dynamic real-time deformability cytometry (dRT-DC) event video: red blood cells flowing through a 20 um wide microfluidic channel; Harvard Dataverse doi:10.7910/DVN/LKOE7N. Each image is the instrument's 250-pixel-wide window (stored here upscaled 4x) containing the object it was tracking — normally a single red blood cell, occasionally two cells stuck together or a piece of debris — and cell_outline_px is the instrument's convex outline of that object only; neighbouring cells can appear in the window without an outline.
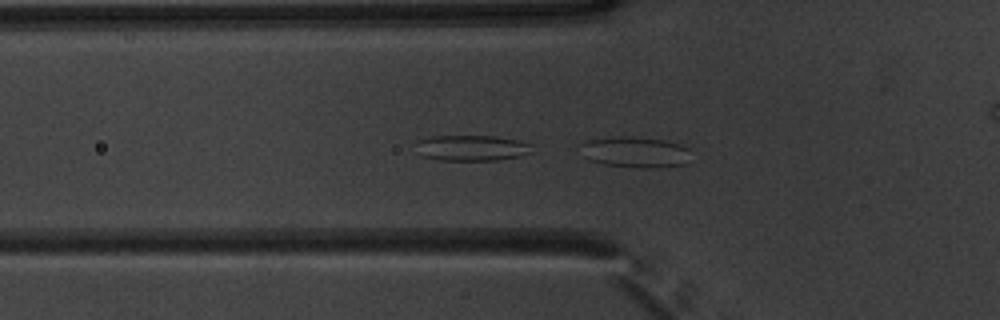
{"species": "common noctule bat (a hibernating species)", "species_latin": "Nyctalus noctula", "temperature_condition": "warm", "stored_images_in_passage": 33, "camera_frame_rate_fps": 3000, "um_per_image_px": 0.085, "animal": {"sex": "male", "body_mass_g": 20.1, "forearm_length_mm": 53.5}, "frame": {"image": 1, "passage_image": 19, "time_ms": 6.0, "image_size_px": [1000, 320], "cell_outline_px": [[688, 148], [684, 164], [656, 168], [632, 168], [604, 164], [588, 160], [584, 156], [580, 144], [588, 140], [620, 136], [632, 136], [664, 140], [680, 144]], "centroid_in_image_um": [53.94, 12.93], "position_along_channel_um": 71.9, "area_um2": 19.77}}